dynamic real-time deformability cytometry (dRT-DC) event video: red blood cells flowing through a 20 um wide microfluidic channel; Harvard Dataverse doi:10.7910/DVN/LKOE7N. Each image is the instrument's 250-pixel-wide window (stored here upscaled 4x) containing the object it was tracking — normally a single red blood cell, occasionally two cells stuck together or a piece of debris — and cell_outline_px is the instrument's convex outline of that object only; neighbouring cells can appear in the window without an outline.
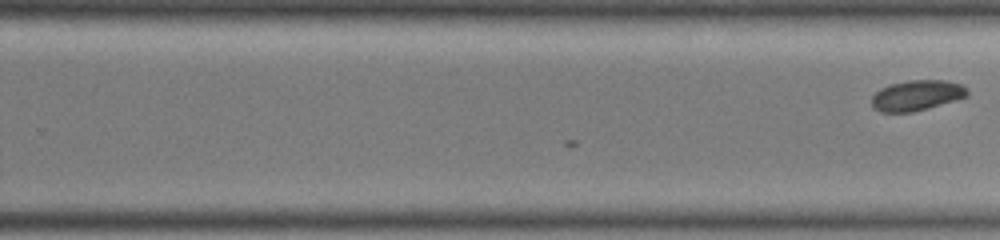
{"species": "common noctule bat (a hibernating species)", "species_latin": "Nyctalus noctula", "temperature_condition": "warm", "stored_images_in_passage": 17, "camera_frame_rate_fps": 3000, "um_per_image_px": 0.085, "animal": {"sex": "female", "body_mass_g": 19.0, "forearm_length_mm": 51.5}, "frame": {"image": 1, "passage_image": 17, "time_ms": 5.333, "image_size_px": [1000, 240], "cell_outline_px": [[968, 96], [928, 108], [912, 112], [880, 112], [872, 108], [872, 96], [880, 88], [888, 84], [908, 80], [948, 80], [960, 84], [968, 88]], "centroid_in_image_um": [77.91, 8.1], "position_along_channel_um": 251.9, "area_um2": 17.11}}